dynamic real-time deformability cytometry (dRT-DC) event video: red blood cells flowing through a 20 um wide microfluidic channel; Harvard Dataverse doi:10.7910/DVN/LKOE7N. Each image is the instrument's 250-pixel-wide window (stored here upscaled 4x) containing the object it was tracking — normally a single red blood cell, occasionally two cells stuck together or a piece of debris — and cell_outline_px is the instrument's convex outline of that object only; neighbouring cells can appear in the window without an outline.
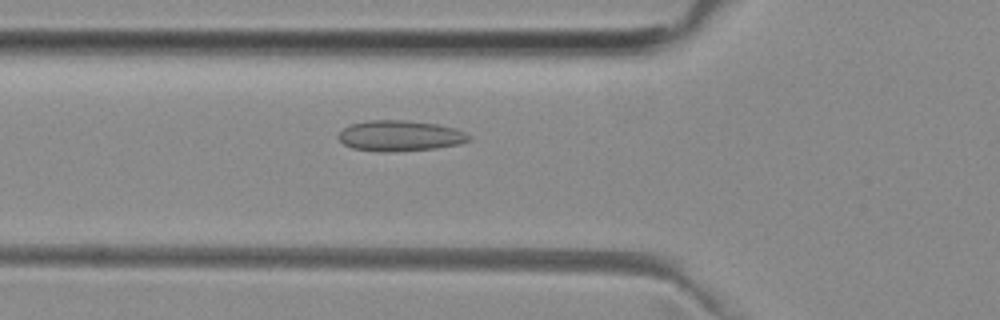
{"species": "common noctule bat (a hibernating species)", "species_latin": "Nyctalus noctula", "temperature_condition": "room temperature", "stored_images_in_passage": 49, "camera_frame_rate_fps": 3000, "um_per_image_px": 0.085, "animal": {"sex": "female", "body_mass_g": 29.2, "forearm_length_mm": 56.3}, "frame": {"image": 1, "passage_image": 18, "time_ms": 5.667, "image_size_px": [1000, 320], "cell_outline_px": [[472, 140], [460, 144], [436, 148], [388, 152], [384, 152], [352, 148], [344, 144], [336, 136], [348, 124], [368, 120], [404, 120], [436, 124], [456, 128], [472, 136]], "centroid_in_image_um": [34.01, 11.54], "position_along_channel_um": 91.8, "area_um2": 23.47}}
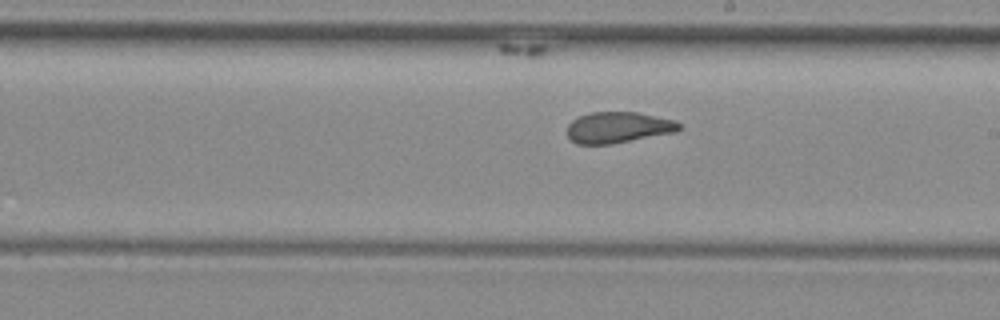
{"frame": {"image": 2, "passage_image": 29, "time_ms": 9.333, "image_size_px": [1000, 320], "cell_outline_px": [[684, 128], [676, 132], [612, 144], [576, 144], [568, 136], [568, 124], [572, 120], [588, 112], [640, 112], [676, 120]], "centroid_in_image_um": [52.59, 10.82], "position_along_channel_um": 236.4, "area_um2": 20.52}}
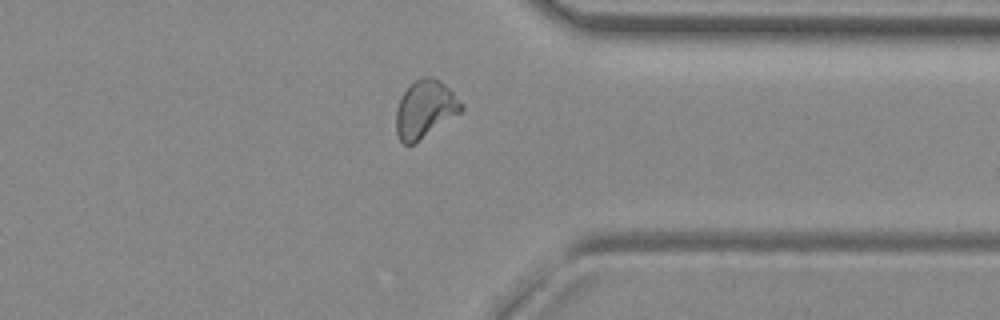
{"frame": {"image": 3, "passage_image": 40, "time_ms": 13.0, "image_size_px": [1000, 320], "cell_outline_px": [[464, 112], [412, 144], [404, 144], [400, 140], [396, 132], [396, 108], [400, 96], [416, 80], [424, 76], [432, 76], [440, 80], [464, 104]], "centroid_in_image_um": [36.15, 9.27], "position_along_channel_um": 375.2, "area_um2": 21.96}}